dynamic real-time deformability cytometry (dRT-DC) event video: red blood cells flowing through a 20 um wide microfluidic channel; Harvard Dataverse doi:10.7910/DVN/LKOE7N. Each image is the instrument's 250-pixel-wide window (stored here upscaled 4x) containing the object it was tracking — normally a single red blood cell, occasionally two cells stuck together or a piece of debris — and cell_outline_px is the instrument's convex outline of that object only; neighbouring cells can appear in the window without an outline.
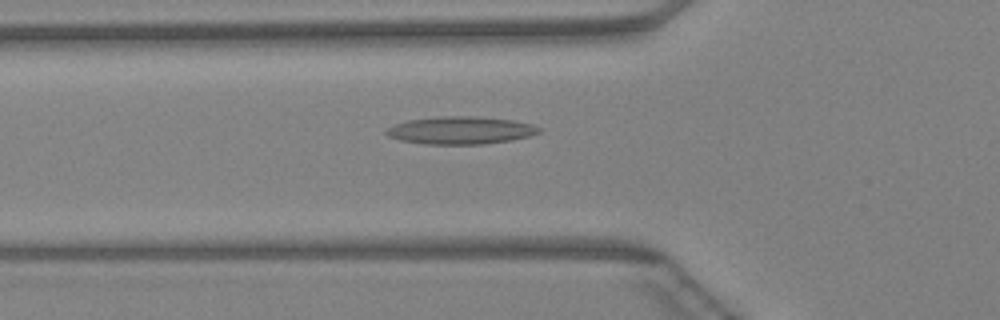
{"species": "Egyptian fruit bat (a non-hibernating species)", "species_latin": "Rousettus aegyptiacus", "temperature_condition": "warm", "stored_images_in_passage": 43, "camera_frame_rate_fps": 3000, "um_per_image_px": 0.085, "animal": {"sex": "female"}, "frame": {"image": 1, "passage_image": 16, "time_ms": 5.0, "image_size_px": [1000, 320], "cell_outline_px": [[540, 132], [528, 136], [512, 140], [484, 144], [424, 144], [400, 140], [388, 136], [384, 132], [388, 128], [396, 124], [408, 120], [440, 116], [472, 116], [512, 120], [532, 124], [540, 128]], "centroid_in_image_um": [39.14, 11.08], "position_along_channel_um": 86.7, "area_um2": 24.45}}
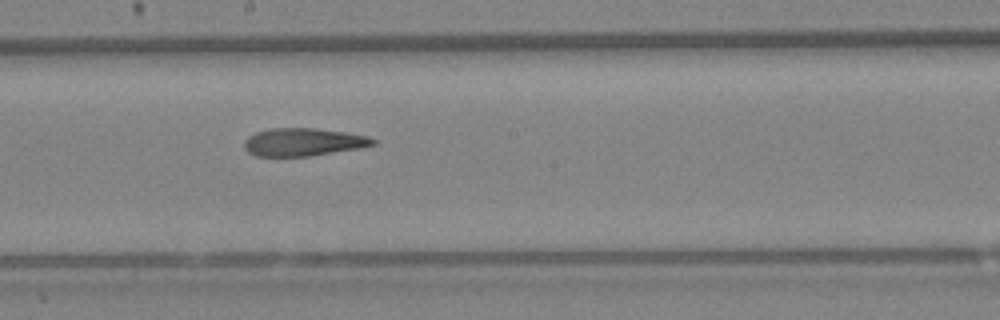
{"frame": {"image": 2, "passage_image": 25, "time_ms": 8.0, "image_size_px": [1000, 320], "cell_outline_px": [[376, 144], [360, 148], [308, 156], [256, 156], [248, 152], [244, 148], [244, 140], [248, 136], [256, 132], [268, 128], [316, 128], [344, 132], [368, 136], [376, 140]], "centroid_in_image_um": [25.75, 12.07], "position_along_channel_um": 222.4, "area_um2": 20.92}}
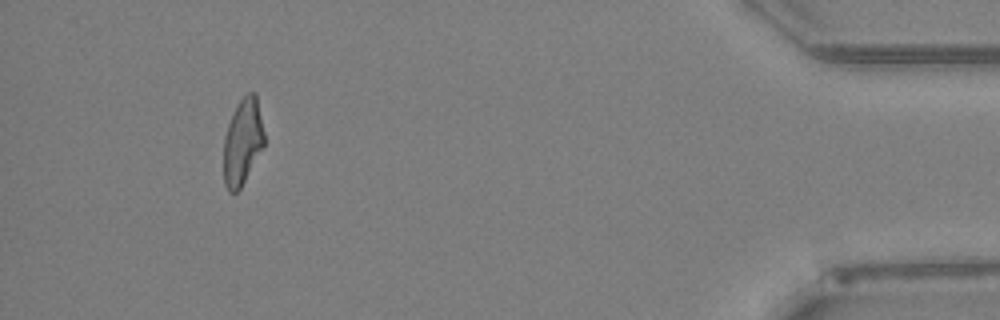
{"frame": {"image": 3, "passage_image": 42, "time_ms": 13.667, "image_size_px": [1000, 320], "cell_outline_px": [[264, 144], [240, 188], [236, 192], [228, 192], [224, 184], [224, 136], [232, 112], [240, 100], [248, 92], [256, 92], [264, 132]], "centroid_in_image_um": [20.61, 12.02], "position_along_channel_um": 414.6, "area_um2": 20.17}}